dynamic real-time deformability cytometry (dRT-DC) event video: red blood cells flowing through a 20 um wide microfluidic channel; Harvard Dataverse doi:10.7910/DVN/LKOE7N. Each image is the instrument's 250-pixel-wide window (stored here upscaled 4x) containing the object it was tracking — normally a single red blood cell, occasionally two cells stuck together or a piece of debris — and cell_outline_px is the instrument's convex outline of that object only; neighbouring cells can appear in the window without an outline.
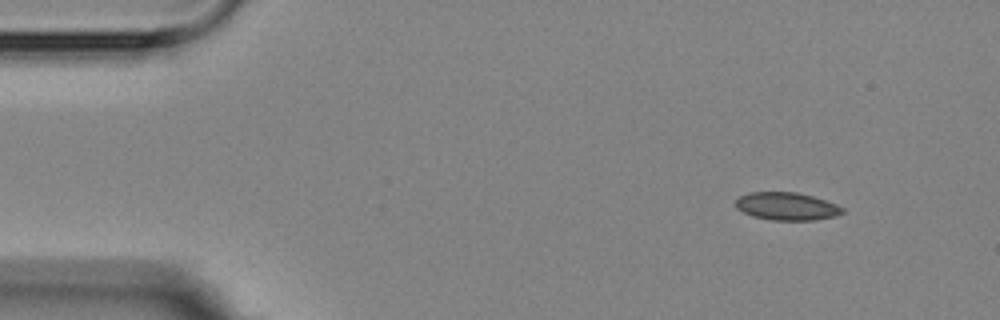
{"species": "Egyptian fruit bat (a non-hibernating species)", "species_latin": "Rousettus aegyptiacus", "temperature_condition": "room temperature", "stored_images_in_passage": 3, "camera_frame_rate_fps": 3000, "um_per_image_px": 0.085, "animal": {"sex": "female"}, "frame": {"image": 1, "passage_image": 1, "time_ms": 0.0, "image_size_px": [1000, 320], "cell_outline_px": [[844, 212], [832, 216], [816, 220], [772, 220], [752, 216], [736, 208], [736, 200], [740, 196], [748, 192], [796, 192], [812, 196], [836, 204], [844, 208]], "centroid_in_image_um": [66.85, 17.53], "position_along_channel_um": 18.2, "area_um2": 17.17}}